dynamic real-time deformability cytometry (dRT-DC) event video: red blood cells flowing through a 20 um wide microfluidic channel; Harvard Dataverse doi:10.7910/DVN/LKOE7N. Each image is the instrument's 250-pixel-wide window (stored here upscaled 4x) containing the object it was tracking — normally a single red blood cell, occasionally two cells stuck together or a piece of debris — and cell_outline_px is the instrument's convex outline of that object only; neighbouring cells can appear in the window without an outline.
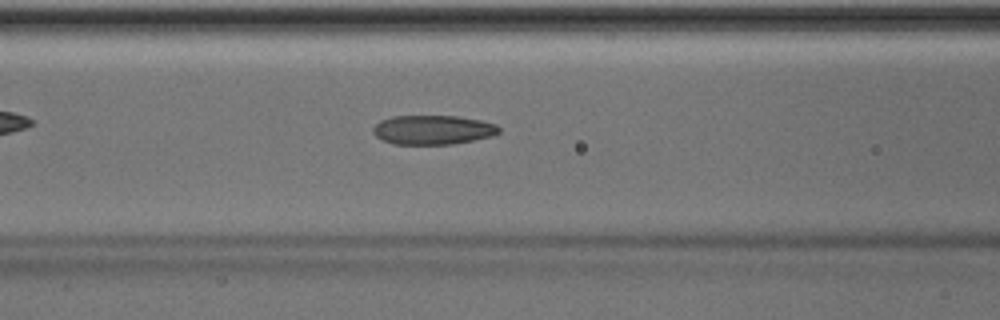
{"species": "Egyptian fruit bat (a non-hibernating species)", "species_latin": "Rousettus aegyptiacus", "temperature_condition": "room temperature", "stored_images_in_passage": 41, "camera_frame_rate_fps": 3000, "um_per_image_px": 0.085, "animal": {"sex": "male"}, "frame": {"image": 1, "passage_image": 12, "time_ms": 3.667, "image_size_px": [1000, 320], "cell_outline_px": [[500, 132], [492, 136], [452, 144], [392, 144], [380, 140], [372, 132], [372, 128], [380, 120], [392, 116], [456, 116], [480, 120], [496, 124], [500, 128]], "centroid_in_image_um": [36.76, 11.04], "position_along_channel_um": 129.8, "area_um2": 21.56}, "authors_computed_cell_mechanics": {"area_um2": 21.4438, "velocity_mm_per_s": 4.0603, "shape_relaxation_time_tau1_ms": 7.5162, "shape_relaxation_time_tau2_ms": 3.083, "deformation_change_tau1": 0.1892, "deformation_change_tau2": 0.1114}}